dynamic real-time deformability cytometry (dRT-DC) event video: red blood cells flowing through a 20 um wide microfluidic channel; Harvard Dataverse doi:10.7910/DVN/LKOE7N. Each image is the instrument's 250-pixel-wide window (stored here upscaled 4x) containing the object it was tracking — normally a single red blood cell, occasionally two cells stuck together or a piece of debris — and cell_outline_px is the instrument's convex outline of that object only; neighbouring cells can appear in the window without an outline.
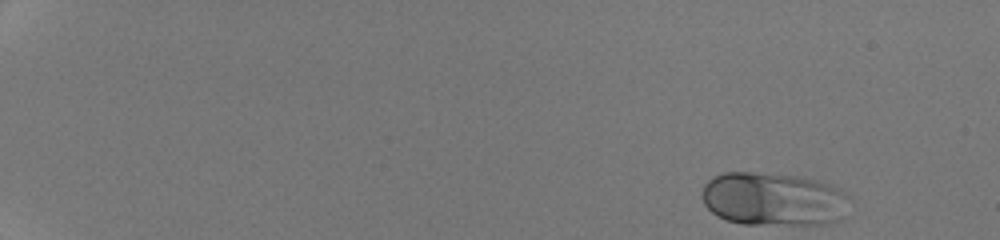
{"species": "human", "species_latin": "Homo sapiens", "temperature_condition": "room temperature", "stored_images_in_passage": 46, "camera_frame_rate_fps": 3000, "um_per_image_px": 0.085, "donor": {"sex": "male"}, "frame": {"image": 1, "passage_image": 1, "time_ms": 0.0, "image_size_px": [1000, 240], "cell_outline_px": [[852, 200], [840, 220], [824, 224], [744, 224], [728, 220], [712, 212], [704, 204], [704, 184], [712, 176], [724, 172], [752, 172], [796, 176], [816, 180], [828, 184], [852, 196]], "centroid_in_image_um": [65.78, 16.92], "position_along_channel_um": 19.2, "area_um2": 45.95}}
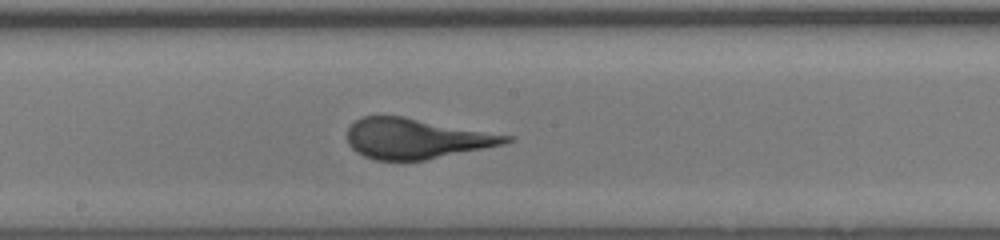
{"frame": {"image": 2, "passage_image": 27, "time_ms": 8.667, "image_size_px": [1000, 240], "cell_outline_px": [[516, 140], [504, 144], [424, 160], [376, 160], [364, 156], [356, 152], [348, 144], [348, 128], [356, 120], [364, 116], [404, 116], [516, 136]], "centroid_in_image_um": [35.42, 11.77], "position_along_channel_um": 212.8, "area_um2": 37.34}}
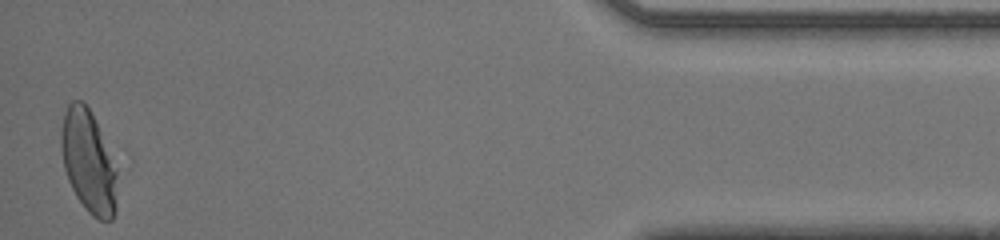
{"frame": {"image": 3, "passage_image": 46, "time_ms": 15.0, "image_size_px": [1000, 240], "cell_outline_px": [[116, 212], [112, 220], [100, 220], [92, 216], [84, 208], [76, 196], [68, 180], [64, 168], [60, 148], [60, 132], [64, 116], [68, 104], [72, 100], [80, 100], [88, 108], [100, 132], [116, 172]], "centroid_in_image_um": [7.48, 13.79], "position_along_channel_um": 427.7, "area_um2": 32.83}}